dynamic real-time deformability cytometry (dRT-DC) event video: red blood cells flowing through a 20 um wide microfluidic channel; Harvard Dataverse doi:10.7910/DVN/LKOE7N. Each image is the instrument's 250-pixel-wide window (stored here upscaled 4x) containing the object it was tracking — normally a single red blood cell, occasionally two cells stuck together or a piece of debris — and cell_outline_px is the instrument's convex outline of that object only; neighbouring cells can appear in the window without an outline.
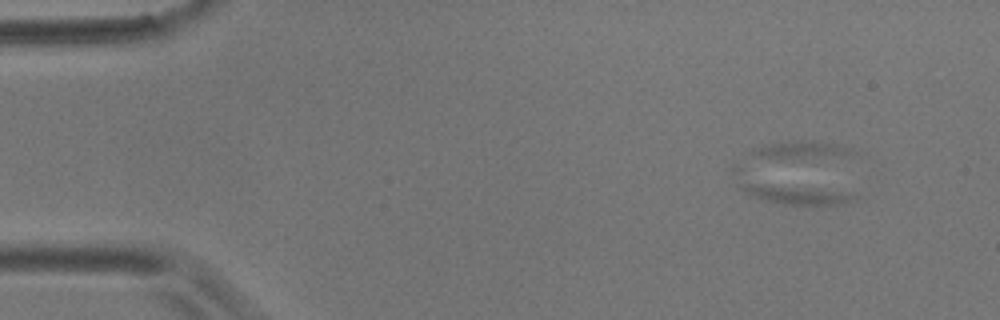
{"species": "common noctule bat (a hibernating species)", "species_latin": "Nyctalus noctula", "temperature_condition": "room temperature", "stored_images_in_passage": 5, "camera_frame_rate_fps": 3000, "um_per_image_px": 0.085, "animal": {"sex": "male", "body_mass_g": 17.9}, "frame": {"image": 1, "passage_image": 2, "time_ms": 1.0, "image_size_px": [1000, 320], "cell_outline_px": [[860, 196], [848, 204], [780, 204], [744, 192], [736, 188], [732, 172], [732, 164], [736, 164]], "centroid_in_image_um": [66.8, 16.02], "position_along_channel_um": 18.2, "area_um2": 19.25}}